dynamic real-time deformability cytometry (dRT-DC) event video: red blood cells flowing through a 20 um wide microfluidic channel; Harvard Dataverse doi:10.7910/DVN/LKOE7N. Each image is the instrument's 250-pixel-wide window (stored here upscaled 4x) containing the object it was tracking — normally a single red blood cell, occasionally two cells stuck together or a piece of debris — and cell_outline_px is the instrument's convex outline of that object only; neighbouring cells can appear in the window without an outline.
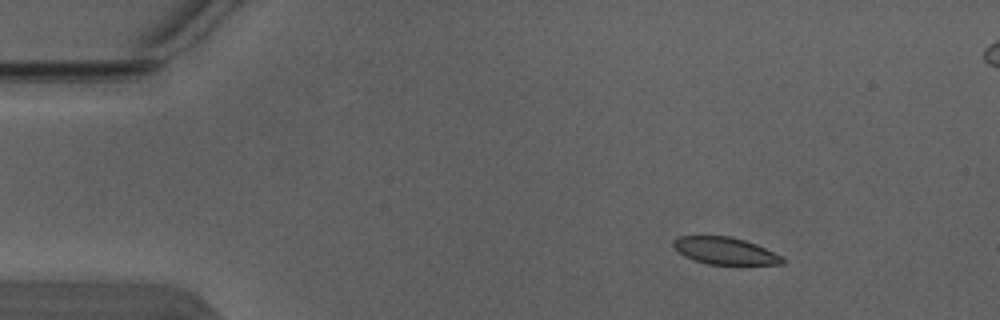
{"species": "Egyptian fruit bat (a non-hibernating species)", "species_latin": "Rousettus aegyptiacus", "temperature_condition": "warm", "stored_images_in_passage": 4, "camera_frame_rate_fps": 3000, "um_per_image_px": 0.085, "animal": {"sex": "male"}, "frame": {"image": 1, "passage_image": 2, "time_ms": 0.333, "image_size_px": [1000, 320], "cell_outline_px": [[784, 264], [708, 264], [684, 256], [672, 244], [672, 240], [680, 236], [728, 236], [744, 240], [756, 244], [784, 256]], "centroid_in_image_um": [61.65, 21.31], "position_along_channel_um": 23.3, "area_um2": 17.05}}